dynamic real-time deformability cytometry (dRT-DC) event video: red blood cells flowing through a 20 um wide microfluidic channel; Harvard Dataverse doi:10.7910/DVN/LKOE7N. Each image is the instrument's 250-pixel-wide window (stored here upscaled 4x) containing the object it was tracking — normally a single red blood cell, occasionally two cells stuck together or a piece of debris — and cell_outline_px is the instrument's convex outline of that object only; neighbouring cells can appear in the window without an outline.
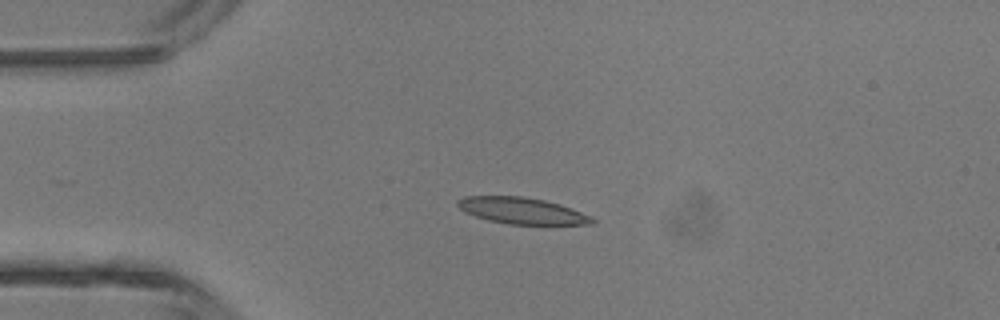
{"species": "common noctule bat (a hibernating species)", "species_latin": "Nyctalus noctula", "temperature_condition": "room temperature", "stored_images_in_passage": 6, "camera_frame_rate_fps": 3000, "um_per_image_px": 0.085, "animal": {"sex": "male", "body_mass_g": 13.3}, "frame": {"image": 1, "passage_image": 4, "time_ms": 1.0, "image_size_px": [1000, 320], "cell_outline_px": [[596, 224], [508, 224], [488, 220], [464, 212], [456, 204], [456, 200], [464, 196], [524, 196], [544, 200], [560, 204], [572, 208], [592, 216], [596, 220]], "centroid_in_image_um": [44.38, 17.9], "position_along_channel_um": 40.6, "area_um2": 20.81}}
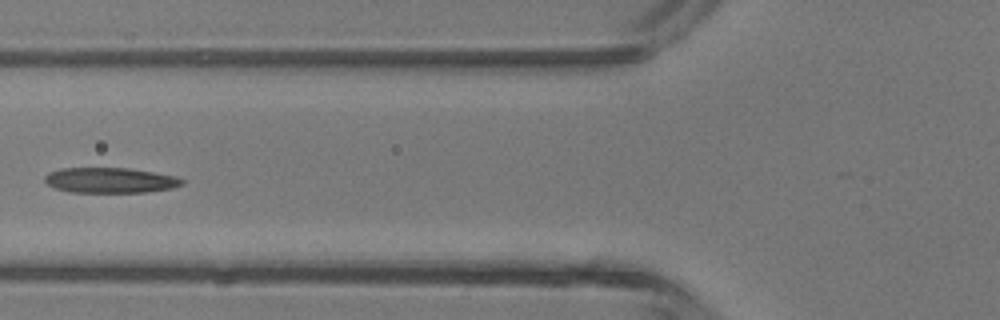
{"frame": {"image": 2, "passage_image": 6, "time_ms": 1.667, "image_size_px": [1000, 320], "cell_outline_px": [[184, 184], [172, 188], [144, 192], [68, 192], [52, 188], [44, 180], [44, 176], [48, 172], [60, 168], [128, 168], [176, 176], [184, 180]], "centroid_in_image_um": [9.32, 15.32], "position_along_channel_um": 116.5, "area_um2": 20.35}}